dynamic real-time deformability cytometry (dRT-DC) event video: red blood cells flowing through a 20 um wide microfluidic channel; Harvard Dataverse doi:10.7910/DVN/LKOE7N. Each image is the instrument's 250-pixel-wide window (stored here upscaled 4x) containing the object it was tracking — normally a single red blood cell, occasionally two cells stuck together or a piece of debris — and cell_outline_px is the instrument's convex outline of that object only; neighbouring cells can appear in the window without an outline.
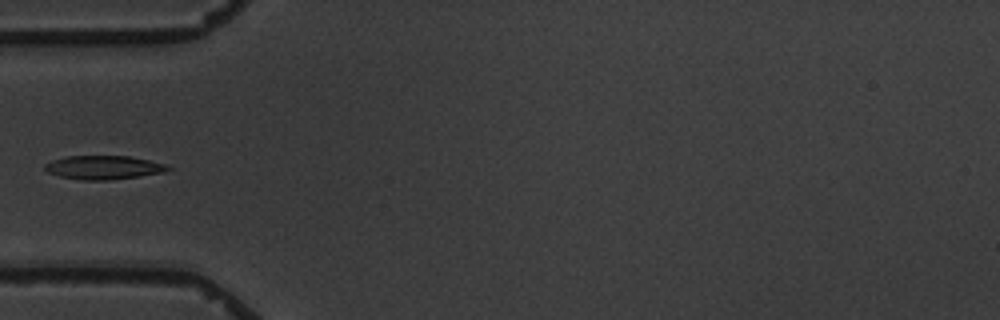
{"species": "common noctule bat (a hibernating species)", "species_latin": "Nyctalus noctula", "temperature_condition": "warm", "stored_images_in_passage": 6, "camera_frame_rate_fps": 3000, "um_per_image_px": 0.085, "animal": {"sex": "male", "body_mass_g": 19.5, "forearm_length_mm": 54.6}, "frame": {"image": 1, "passage_image": 6, "time_ms": 5.667, "image_size_px": [1000, 320], "cell_outline_px": [[172, 168], [164, 172], [140, 176], [108, 180], [80, 180], [60, 176], [48, 172], [44, 168], [44, 164], [52, 160], [64, 156], [128, 156], [148, 160], [164, 164]], "centroid_in_image_um": [8.77, 14.23], "position_along_channel_um": 76.2, "area_um2": 16.94}}